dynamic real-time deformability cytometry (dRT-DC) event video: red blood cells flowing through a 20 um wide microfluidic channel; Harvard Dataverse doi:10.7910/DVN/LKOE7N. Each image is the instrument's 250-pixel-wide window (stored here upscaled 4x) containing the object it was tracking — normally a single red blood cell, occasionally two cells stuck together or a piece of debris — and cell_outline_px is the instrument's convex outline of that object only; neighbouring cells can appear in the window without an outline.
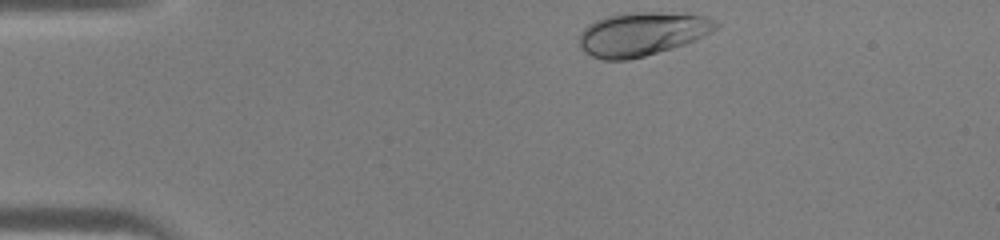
{"species": "human", "species_latin": "Homo sapiens", "temperature_condition": "warm", "stored_images_in_passage": 30, "camera_frame_rate_fps": 3000, "um_per_image_px": 0.085, "donor": {"sex": "male"}, "frame": {"image": 1, "passage_image": 1, "time_ms": 0.0, "image_size_px": [1000, 240], "cell_outline_px": [[720, 28], [696, 40], [672, 48], [644, 56], [628, 60], [604, 60], [592, 56], [584, 52], [580, 48], [580, 32], [588, 24], [604, 16], [624, 12], [656, 12], [704, 16], [716, 20], [720, 24]], "centroid_in_image_um": [54.57, 2.88], "position_along_channel_um": 30.4, "area_um2": 34.97}}
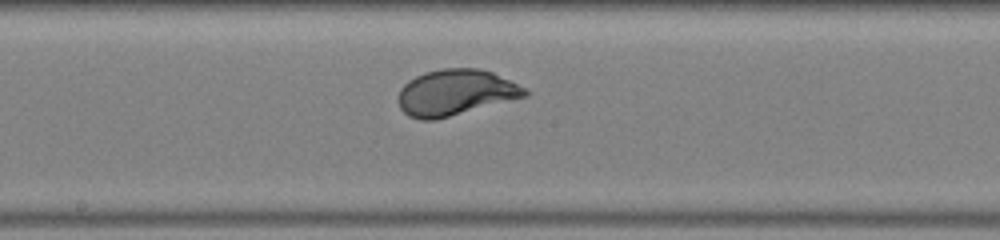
{"frame": {"image": 2, "passage_image": 17, "time_ms": 5.333, "image_size_px": [1000, 240], "cell_outline_px": [[528, 96], [436, 120], [420, 120], [408, 116], [400, 108], [396, 100], [396, 96], [400, 88], [408, 80], [424, 72], [440, 68], [480, 68], [492, 72], [528, 88]], "centroid_in_image_um": [38.69, 7.87], "position_along_channel_um": 209.5, "area_um2": 34.45}}
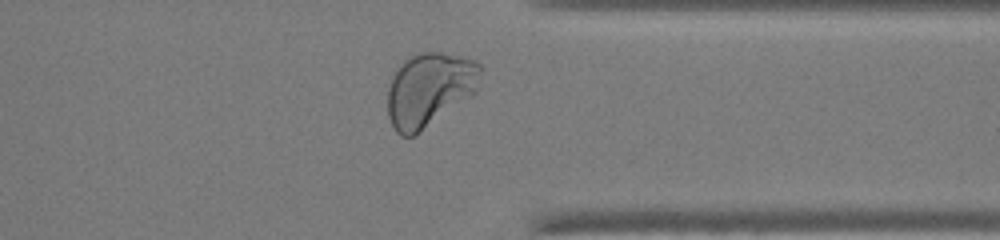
{"frame": {"image": 3, "passage_image": 28, "time_ms": 9.0, "image_size_px": [1000, 240], "cell_outline_px": [[484, 68], [476, 92], [412, 136], [400, 136], [396, 132], [388, 116], [388, 88], [392, 76], [396, 68], [404, 60], [416, 52], [440, 52], [460, 56], [476, 60]], "centroid_in_image_um": [36.51, 7.55], "position_along_channel_um": 374.9, "area_um2": 39.94}}